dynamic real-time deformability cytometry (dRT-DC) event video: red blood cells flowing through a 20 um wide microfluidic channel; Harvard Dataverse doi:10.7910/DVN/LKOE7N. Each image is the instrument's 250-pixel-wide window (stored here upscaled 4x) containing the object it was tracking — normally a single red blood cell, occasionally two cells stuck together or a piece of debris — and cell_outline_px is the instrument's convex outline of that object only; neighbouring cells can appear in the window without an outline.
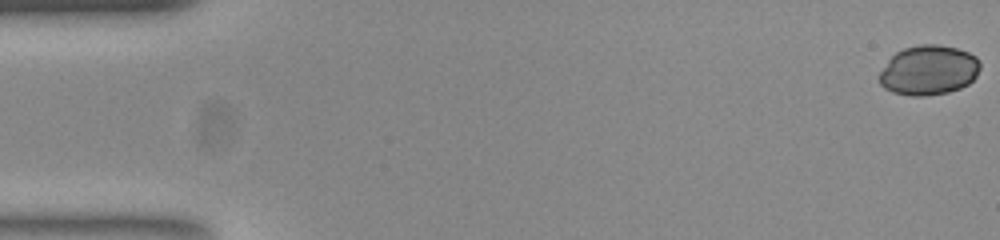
{"species": "common noctule bat (a hibernating species)", "species_latin": "Nyctalus noctula", "temperature_condition": "room temperature", "stored_images_in_passage": 54, "camera_frame_rate_fps": 3000, "um_per_image_px": 0.085, "animal": {"sex": "female", "body_mass_g": 23.0, "forearm_length_mm": 53.4}, "frame": {"image": 1, "passage_image": 1, "time_ms": 0.0, "image_size_px": [1000, 240], "cell_outline_px": [[980, 68], [976, 76], [968, 84], [960, 88], [948, 92], [924, 96], [912, 96], [892, 92], [884, 88], [880, 84], [880, 72], [888, 60], [896, 52], [904, 48], [920, 44], [936, 44], [956, 48], [968, 52], [976, 56], [980, 60]], "centroid_in_image_um": [78.94, 5.96], "position_along_channel_um": 6.1, "area_um2": 29.25}}
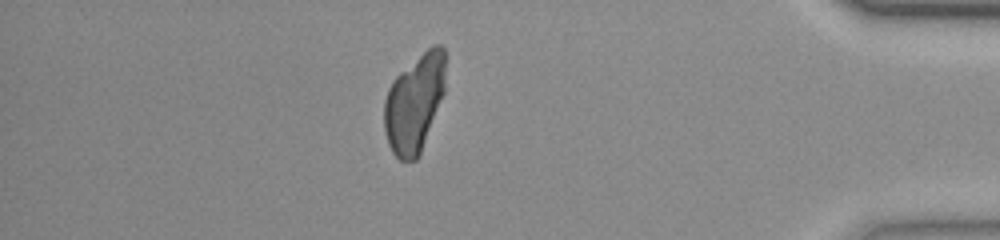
{"frame": {"image": 2, "passage_image": 47, "time_ms": 15.333, "image_size_px": [1000, 240], "cell_outline_px": [[444, 92], [420, 156], [416, 160], [400, 160], [392, 152], [388, 144], [384, 128], [384, 100], [388, 88], [392, 80], [400, 72], [432, 44], [440, 44], [444, 48]], "centroid_in_image_um": [35.21, 8.78], "position_along_channel_um": 400.0, "area_um2": 34.97}}